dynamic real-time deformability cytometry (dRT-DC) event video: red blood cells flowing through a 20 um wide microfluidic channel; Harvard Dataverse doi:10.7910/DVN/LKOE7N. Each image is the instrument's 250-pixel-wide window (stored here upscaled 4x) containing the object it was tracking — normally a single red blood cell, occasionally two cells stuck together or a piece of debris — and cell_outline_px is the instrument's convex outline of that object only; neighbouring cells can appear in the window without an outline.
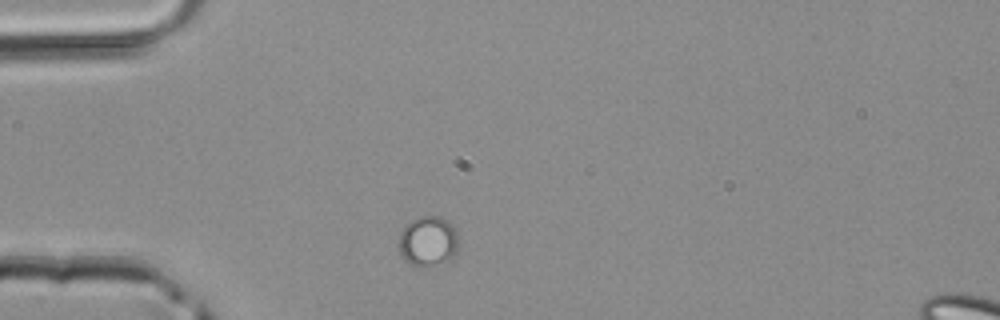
{"species": "common noctule bat (a hibernating species)", "species_latin": "Nyctalus noctula", "temperature_condition": "room temperature", "stored_images_in_passage": 1, "camera_frame_rate_fps": 3000, "um_per_image_px": 0.085, "animal": {"sex": "male", "body_mass_g": 20.4}, "frame": {"image": 1, "passage_image": 1, "time_ms": 0.0, "image_size_px": [1000, 320], "cell_outline_px": [[456, 252], [452, 260], [432, 264], [412, 264], [404, 260], [400, 252], [400, 232], [412, 220], [424, 216], [440, 216], [448, 220], [452, 224], [456, 232]], "centroid_in_image_um": [36.4, 20.47], "position_along_channel_um": 48.6, "area_um2": 16.88}}